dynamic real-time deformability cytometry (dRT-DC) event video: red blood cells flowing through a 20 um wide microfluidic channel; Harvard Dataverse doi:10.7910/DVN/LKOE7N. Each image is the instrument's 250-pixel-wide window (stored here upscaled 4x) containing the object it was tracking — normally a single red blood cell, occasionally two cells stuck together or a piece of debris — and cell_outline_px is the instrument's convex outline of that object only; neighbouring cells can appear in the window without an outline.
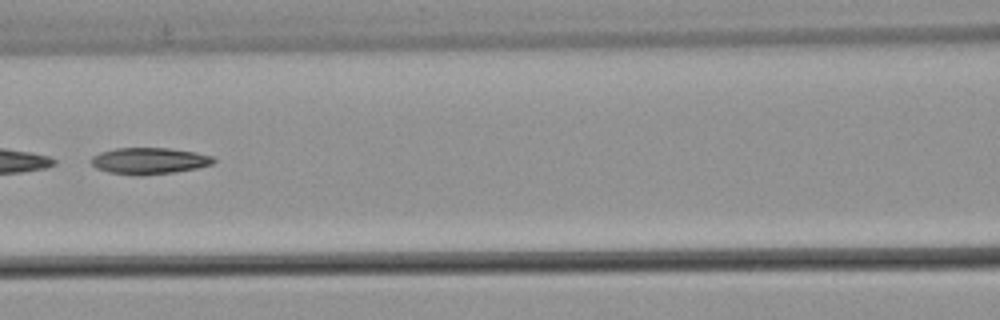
{"species": "common noctule bat (a hibernating species)", "species_latin": "Nyctalus noctula", "temperature_condition": "warm", "stored_images_in_passage": 8, "segment_of_instrument_passage": [2, 2], "camera_frame_rate_fps": 3000, "um_per_image_px": 0.085, "animal": {"sex": "male", "body_mass_g": 21.5, "forearm_length_mm": 52.0}, "frame": {"image": 1, "passage_image": 7, "time_ms": 2.0, "image_size_px": [1000, 320], "cell_outline_px": [[216, 160], [212, 164], [196, 168], [172, 172], [140, 176], [136, 176], [108, 172], [96, 168], [92, 164], [92, 156], [100, 152], [116, 148], [168, 148], [196, 152], [212, 156]], "centroid_in_image_um": [12.67, 13.67], "position_along_channel_um": 153.9, "area_um2": 18.84}}